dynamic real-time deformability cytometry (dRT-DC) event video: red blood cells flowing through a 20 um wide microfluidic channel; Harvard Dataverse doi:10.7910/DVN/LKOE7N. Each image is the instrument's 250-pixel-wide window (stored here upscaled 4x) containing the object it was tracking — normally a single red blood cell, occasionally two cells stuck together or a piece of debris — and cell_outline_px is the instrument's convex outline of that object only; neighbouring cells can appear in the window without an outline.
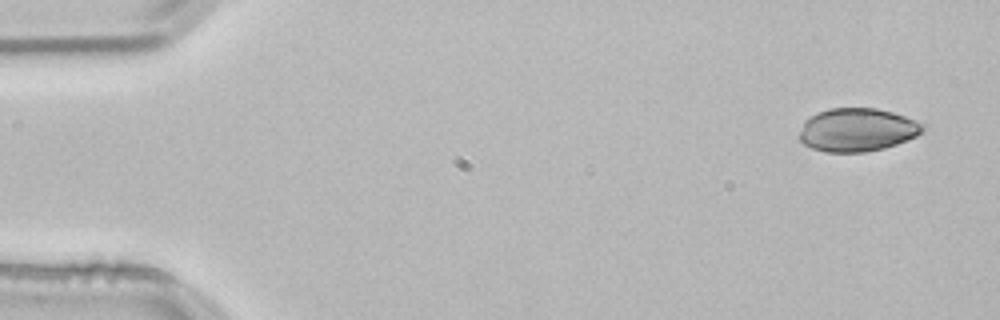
{"species": "common noctule bat (a hibernating species)", "species_latin": "Nyctalus noctula", "temperature_condition": "room temperature", "stored_images_in_passage": 4, "camera_frame_rate_fps": 3000, "um_per_image_px": 0.085, "animal": {"sex": "male", "body_mass_g": 21.5, "forearm_length_mm": 52.0}, "frame": {"image": 1, "passage_image": 1, "time_ms": 0.0, "image_size_px": [1000, 320], "cell_outline_px": [[928, 124], [924, 132], [908, 140], [884, 148], [864, 152], [824, 152], [812, 148], [804, 144], [796, 136], [804, 120], [816, 112], [828, 108], [876, 108], [892, 112]], "centroid_in_image_um": [72.86, 11.03], "position_along_channel_um": 12.1, "area_um2": 31.67}}
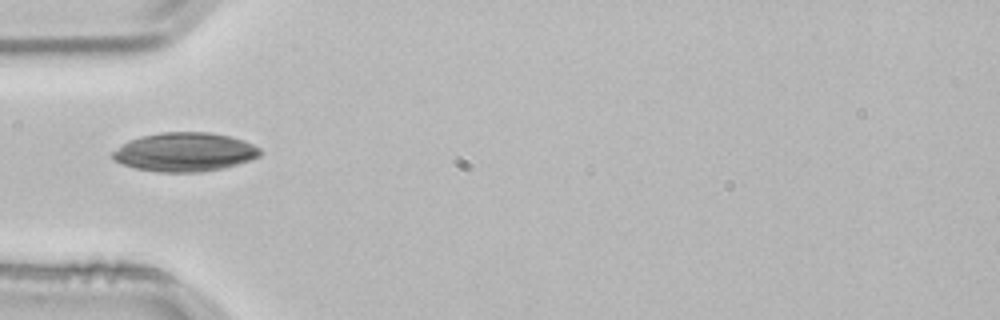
{"frame": {"image": 2, "passage_image": 4, "time_ms": 1.0, "image_size_px": [1000, 320], "cell_outline_px": [[260, 156], [224, 168], [200, 172], [160, 172], [136, 168], [112, 160], [112, 152], [124, 144], [140, 136], [160, 132], [208, 132], [228, 136], [244, 140], [260, 148]], "centroid_in_image_um": [15.7, 12.92], "position_along_channel_um": 69.3, "area_um2": 33.12}}